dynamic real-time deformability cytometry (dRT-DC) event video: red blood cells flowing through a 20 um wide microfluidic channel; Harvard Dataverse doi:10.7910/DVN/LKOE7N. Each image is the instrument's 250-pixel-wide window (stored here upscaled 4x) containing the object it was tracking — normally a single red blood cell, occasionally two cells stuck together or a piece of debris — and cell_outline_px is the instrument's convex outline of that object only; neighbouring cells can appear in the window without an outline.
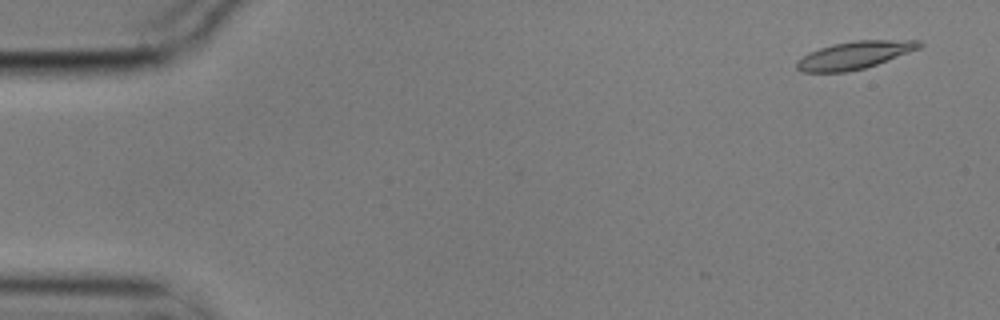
{"species": "common noctule bat (a hibernating species)", "species_latin": "Nyctalus noctula", "temperature_condition": "cold", "stored_images_in_passage": 6, "camera_frame_rate_fps": 3000, "um_per_image_px": 0.085, "animal": {"sex": "male", "body_mass_g": 17.9}, "frame": {"image": 1, "passage_image": 1, "time_ms": 0.0, "image_size_px": [1000, 320], "cell_outline_px": [[924, 44], [920, 48], [876, 64], [864, 68], [848, 72], [800, 72], [796, 68], [796, 60], [820, 48], [832, 44], [852, 40], [920, 40]], "centroid_in_image_um": [72.63, 4.68], "position_along_channel_um": 12.4, "area_um2": 19.65}}
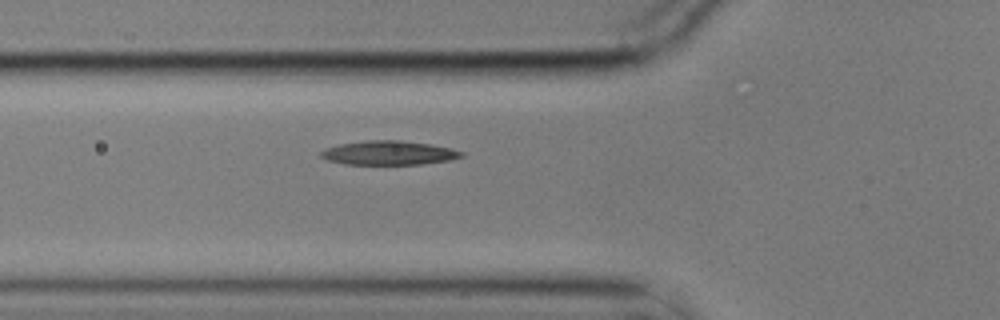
{"frame": {"image": 2, "passage_image": 6, "time_ms": 1.667, "image_size_px": [1000, 320], "cell_outline_px": [[464, 156], [448, 160], [420, 164], [344, 164], [328, 160], [320, 156], [320, 152], [328, 148], [340, 144], [368, 140], [400, 140], [432, 144], [464, 152]], "centroid_in_image_um": [33.05, 12.99], "position_along_channel_um": 92.7, "area_um2": 19.48}}